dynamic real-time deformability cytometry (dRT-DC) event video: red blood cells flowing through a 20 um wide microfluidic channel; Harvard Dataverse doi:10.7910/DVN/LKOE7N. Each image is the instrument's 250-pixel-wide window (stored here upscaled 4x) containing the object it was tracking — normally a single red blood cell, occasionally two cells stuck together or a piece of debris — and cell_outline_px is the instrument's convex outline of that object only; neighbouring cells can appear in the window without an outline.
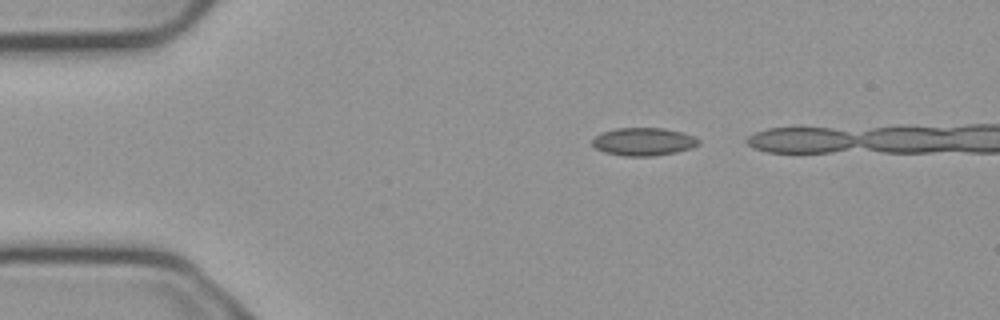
{"species": "common noctule bat (a hibernating species)", "species_latin": "Nyctalus noctula", "temperature_condition": "cold", "stored_images_in_passage": 8, "camera_frame_rate_fps": 3000, "um_per_image_px": 0.085, "animal": {"sex": "male", "body_mass_g": 23.1, "forearm_length_mm": 52.7}, "frame": {"image": 1, "passage_image": 1, "time_ms": 0.0, "image_size_px": [1000, 320], "cell_outline_px": [[700, 144], [692, 148], [676, 152], [652, 156], [624, 156], [604, 152], [596, 148], [592, 144], [592, 140], [596, 136], [604, 132], [616, 128], [664, 128], [684, 132], [700, 140]], "centroid_in_image_um": [54.73, 12.04], "position_along_channel_um": 30.3, "area_um2": 17.28}}
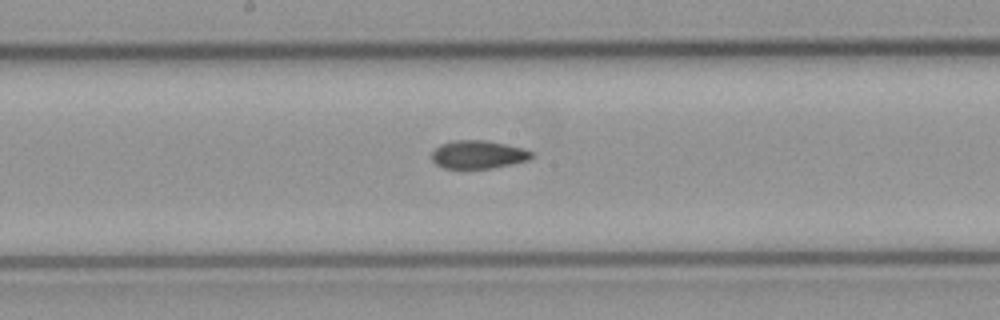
{"frame": {"image": 2, "passage_image": 7, "time_ms": 2.0, "image_size_px": [1000, 320], "cell_outline_px": [[536, 156], [528, 160], [512, 164], [492, 168], [444, 168], [436, 164], [432, 160], [432, 152], [440, 144], [452, 140], [488, 140], [524, 148], [532, 152]], "centroid_in_image_um": [40.67, 13.12], "position_along_channel_um": 207.5, "area_um2": 16.53}}